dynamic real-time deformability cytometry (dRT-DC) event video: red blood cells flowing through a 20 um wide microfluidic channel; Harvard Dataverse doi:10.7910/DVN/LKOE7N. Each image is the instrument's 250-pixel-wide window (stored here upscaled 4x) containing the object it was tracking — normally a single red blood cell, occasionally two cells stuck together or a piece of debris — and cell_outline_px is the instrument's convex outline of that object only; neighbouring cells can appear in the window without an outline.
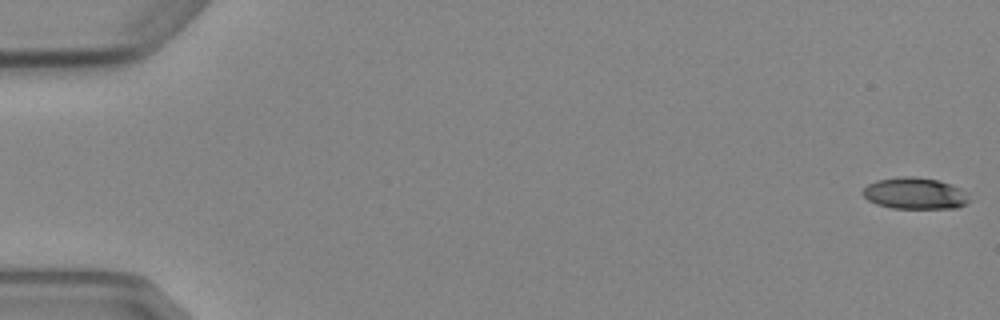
{"species": "Egyptian fruit bat (a non-hibernating species)", "species_latin": "Rousettus aegyptiacus", "temperature_condition": "cold", "stored_images_in_passage": 5, "camera_frame_rate_fps": 3000, "um_per_image_px": 0.085, "animal": {"sex": "female"}, "frame": {"image": 1, "passage_image": 1, "time_ms": 0.0, "image_size_px": [1000, 320], "cell_outline_px": [[968, 204], [956, 208], [892, 208], [876, 204], [868, 200], [860, 192], [868, 184], [876, 180], [904, 176], [912, 176], [936, 180], [952, 184], [968, 192]], "centroid_in_image_um": [77.77, 16.44], "position_along_channel_um": 7.2, "area_um2": 19.65}}
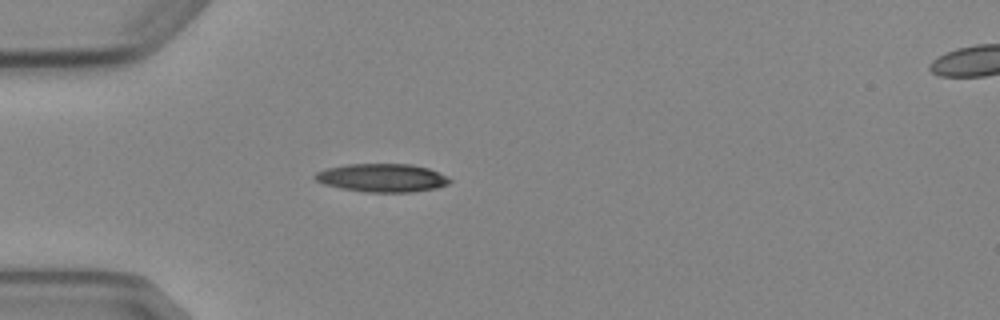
{"frame": {"image": 2, "passage_image": 5, "time_ms": 5.0, "image_size_px": [1000, 320], "cell_outline_px": [[452, 180], [448, 184], [436, 188], [412, 192], [364, 192], [340, 188], [324, 184], [316, 180], [312, 176], [316, 172], [328, 168], [348, 164], [412, 164], [428, 168], [448, 176]], "centroid_in_image_um": [32.49, 15.12], "position_along_channel_um": 52.5, "area_um2": 22.25}}